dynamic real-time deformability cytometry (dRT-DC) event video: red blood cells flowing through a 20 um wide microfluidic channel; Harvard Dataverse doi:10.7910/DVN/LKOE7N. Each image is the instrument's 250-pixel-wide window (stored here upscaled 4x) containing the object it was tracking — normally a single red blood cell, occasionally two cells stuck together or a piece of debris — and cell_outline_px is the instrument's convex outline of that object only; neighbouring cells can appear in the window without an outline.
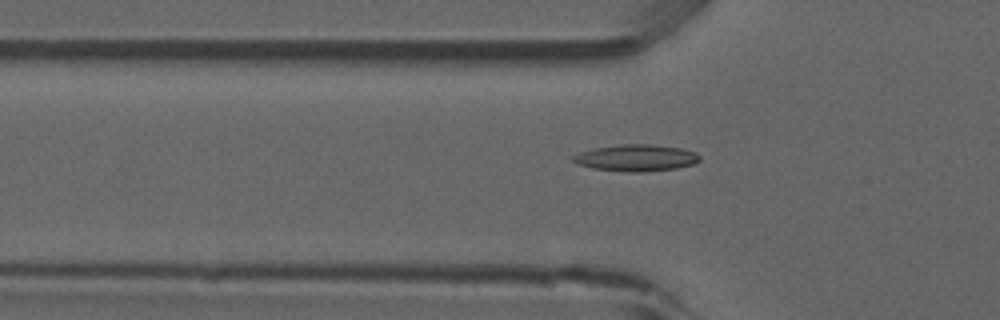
{"species": "common noctule bat (a hibernating species)", "species_latin": "Nyctalus noctula", "temperature_condition": "room temperature", "stored_images_in_passage": 42, "camera_frame_rate_fps": 3000, "um_per_image_px": 0.085, "animal": {"sex": "male", "forearm_length_mm": 52.5}, "frame": {"image": 1, "passage_image": 5, "time_ms": 1.333, "image_size_px": [1000, 320], "cell_outline_px": [[700, 160], [692, 164], [676, 168], [644, 172], [624, 172], [592, 168], [576, 164], [572, 160], [572, 156], [580, 152], [592, 148], [620, 144], [648, 144], [680, 148], [696, 152], [700, 156]], "centroid_in_image_um": [54.03, 13.42], "position_along_channel_um": 71.8, "area_um2": 19.77}}
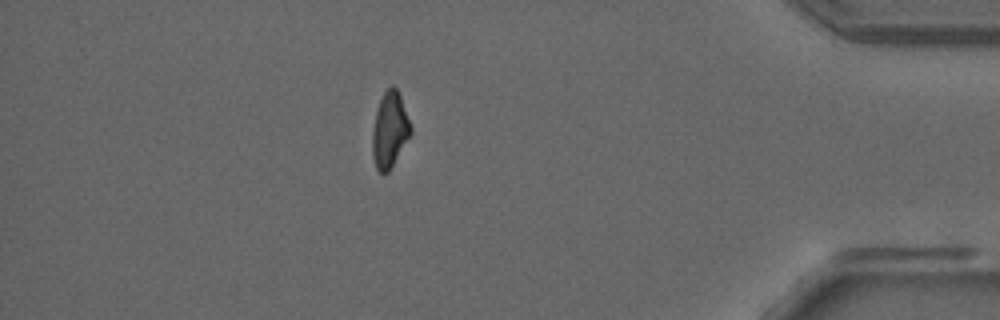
{"frame": {"image": 2, "passage_image": 34, "time_ms": 11.0, "image_size_px": [1000, 320], "cell_outline_px": [[412, 132], [388, 172], [380, 172], [376, 168], [372, 156], [372, 132], [376, 112], [380, 100], [384, 92], [392, 84], [396, 88], [400, 96], [412, 128]], "centroid_in_image_um": [33.11, 11.04], "position_along_channel_um": 402.1, "area_um2": 16.59}}
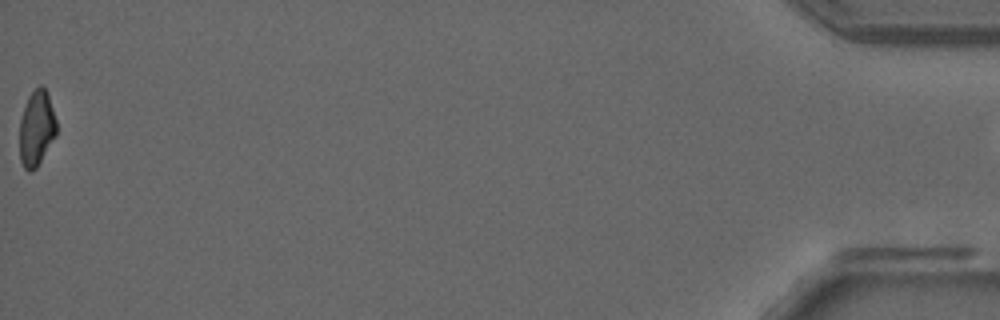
{"frame": {"image": 3, "passage_image": 41, "time_ms": 13.333, "image_size_px": [1000, 320], "cell_outline_px": [[56, 136], [36, 168], [32, 172], [28, 172], [24, 168], [20, 160], [20, 120], [28, 96], [40, 84], [48, 92], [56, 120]], "centroid_in_image_um": [3.11, 10.92], "position_along_channel_um": 432.1, "area_um2": 16.24}}